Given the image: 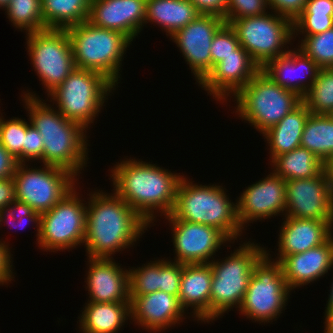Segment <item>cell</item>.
Masks as SVG:
<instances>
[{"label":"cell","instance_id":"11","mask_svg":"<svg viewBox=\"0 0 333 333\" xmlns=\"http://www.w3.org/2000/svg\"><path fill=\"white\" fill-rule=\"evenodd\" d=\"M77 190L75 186L52 209L41 214L36 244L42 251L57 253L83 246L87 202Z\"/></svg>","mask_w":333,"mask_h":333},{"label":"cell","instance_id":"28","mask_svg":"<svg viewBox=\"0 0 333 333\" xmlns=\"http://www.w3.org/2000/svg\"><path fill=\"white\" fill-rule=\"evenodd\" d=\"M145 9L144 26L157 24L169 39L199 16L191 0H146Z\"/></svg>","mask_w":333,"mask_h":333},{"label":"cell","instance_id":"52","mask_svg":"<svg viewBox=\"0 0 333 333\" xmlns=\"http://www.w3.org/2000/svg\"><path fill=\"white\" fill-rule=\"evenodd\" d=\"M11 0H0V8L1 10H5L10 4Z\"/></svg>","mask_w":333,"mask_h":333},{"label":"cell","instance_id":"41","mask_svg":"<svg viewBox=\"0 0 333 333\" xmlns=\"http://www.w3.org/2000/svg\"><path fill=\"white\" fill-rule=\"evenodd\" d=\"M182 276V264L165 257L160 259V291L178 297Z\"/></svg>","mask_w":333,"mask_h":333},{"label":"cell","instance_id":"40","mask_svg":"<svg viewBox=\"0 0 333 333\" xmlns=\"http://www.w3.org/2000/svg\"><path fill=\"white\" fill-rule=\"evenodd\" d=\"M267 0H228L225 23L234 19L261 16L268 12Z\"/></svg>","mask_w":333,"mask_h":333},{"label":"cell","instance_id":"25","mask_svg":"<svg viewBox=\"0 0 333 333\" xmlns=\"http://www.w3.org/2000/svg\"><path fill=\"white\" fill-rule=\"evenodd\" d=\"M211 285L212 269L209 263L182 264L178 300L185 312L192 310L189 314L199 323H210Z\"/></svg>","mask_w":333,"mask_h":333},{"label":"cell","instance_id":"6","mask_svg":"<svg viewBox=\"0 0 333 333\" xmlns=\"http://www.w3.org/2000/svg\"><path fill=\"white\" fill-rule=\"evenodd\" d=\"M66 30L75 67L99 72L118 88L123 57L132 42L118 31L99 28L88 21Z\"/></svg>","mask_w":333,"mask_h":333},{"label":"cell","instance_id":"19","mask_svg":"<svg viewBox=\"0 0 333 333\" xmlns=\"http://www.w3.org/2000/svg\"><path fill=\"white\" fill-rule=\"evenodd\" d=\"M131 321L149 333H160L184 322L186 316L178 297L155 291L143 296H135L130 301ZM185 315V316H184Z\"/></svg>","mask_w":333,"mask_h":333},{"label":"cell","instance_id":"44","mask_svg":"<svg viewBox=\"0 0 333 333\" xmlns=\"http://www.w3.org/2000/svg\"><path fill=\"white\" fill-rule=\"evenodd\" d=\"M307 0H267L269 10L294 20L304 9Z\"/></svg>","mask_w":333,"mask_h":333},{"label":"cell","instance_id":"43","mask_svg":"<svg viewBox=\"0 0 333 333\" xmlns=\"http://www.w3.org/2000/svg\"><path fill=\"white\" fill-rule=\"evenodd\" d=\"M10 244L7 241L0 240V286L7 285L11 283L15 275L14 272V266H13V254H11V249L9 247ZM13 279V280H12Z\"/></svg>","mask_w":333,"mask_h":333},{"label":"cell","instance_id":"51","mask_svg":"<svg viewBox=\"0 0 333 333\" xmlns=\"http://www.w3.org/2000/svg\"><path fill=\"white\" fill-rule=\"evenodd\" d=\"M333 270V268L331 269ZM333 279V278H332ZM330 294L328 295V301H327V304H326V309H325V315L324 317L331 311L333 310V281L331 283V286H330V290H329Z\"/></svg>","mask_w":333,"mask_h":333},{"label":"cell","instance_id":"10","mask_svg":"<svg viewBox=\"0 0 333 333\" xmlns=\"http://www.w3.org/2000/svg\"><path fill=\"white\" fill-rule=\"evenodd\" d=\"M229 25L240 45L261 69L269 61L287 54L290 50L288 45H293L292 40L295 41L292 20L273 11L261 16L234 19Z\"/></svg>","mask_w":333,"mask_h":333},{"label":"cell","instance_id":"7","mask_svg":"<svg viewBox=\"0 0 333 333\" xmlns=\"http://www.w3.org/2000/svg\"><path fill=\"white\" fill-rule=\"evenodd\" d=\"M116 86L103 74L75 67L47 100L66 118L89 130ZM112 93V94H111ZM89 128V129H88Z\"/></svg>","mask_w":333,"mask_h":333},{"label":"cell","instance_id":"53","mask_svg":"<svg viewBox=\"0 0 333 333\" xmlns=\"http://www.w3.org/2000/svg\"><path fill=\"white\" fill-rule=\"evenodd\" d=\"M329 116H330V118L333 120V111L330 113V114H328Z\"/></svg>","mask_w":333,"mask_h":333},{"label":"cell","instance_id":"3","mask_svg":"<svg viewBox=\"0 0 333 333\" xmlns=\"http://www.w3.org/2000/svg\"><path fill=\"white\" fill-rule=\"evenodd\" d=\"M22 93L28 121L43 138V164L65 169L79 179L89 164L88 130L66 119L51 103L36 96L37 93L30 90Z\"/></svg>","mask_w":333,"mask_h":333},{"label":"cell","instance_id":"2","mask_svg":"<svg viewBox=\"0 0 333 333\" xmlns=\"http://www.w3.org/2000/svg\"><path fill=\"white\" fill-rule=\"evenodd\" d=\"M124 158L111 167L109 180L113 190L152 227L159 214L165 217L172 213L177 188L185 174L142 159Z\"/></svg>","mask_w":333,"mask_h":333},{"label":"cell","instance_id":"22","mask_svg":"<svg viewBox=\"0 0 333 333\" xmlns=\"http://www.w3.org/2000/svg\"><path fill=\"white\" fill-rule=\"evenodd\" d=\"M284 220V221H283ZM279 227L275 259L266 248V254L280 262L285 256L303 253L325 243L333 235V226L328 221L283 217Z\"/></svg>","mask_w":333,"mask_h":333},{"label":"cell","instance_id":"9","mask_svg":"<svg viewBox=\"0 0 333 333\" xmlns=\"http://www.w3.org/2000/svg\"><path fill=\"white\" fill-rule=\"evenodd\" d=\"M290 293L281 264L265 253L253 266L247 291L236 311L259 325L272 323L287 309Z\"/></svg>","mask_w":333,"mask_h":333},{"label":"cell","instance_id":"30","mask_svg":"<svg viewBox=\"0 0 333 333\" xmlns=\"http://www.w3.org/2000/svg\"><path fill=\"white\" fill-rule=\"evenodd\" d=\"M91 0H41L46 29H66L88 20Z\"/></svg>","mask_w":333,"mask_h":333},{"label":"cell","instance_id":"5","mask_svg":"<svg viewBox=\"0 0 333 333\" xmlns=\"http://www.w3.org/2000/svg\"><path fill=\"white\" fill-rule=\"evenodd\" d=\"M241 241L223 259L211 261L210 322L240 307L253 274V266L266 253V247L254 241Z\"/></svg>","mask_w":333,"mask_h":333},{"label":"cell","instance_id":"4","mask_svg":"<svg viewBox=\"0 0 333 333\" xmlns=\"http://www.w3.org/2000/svg\"><path fill=\"white\" fill-rule=\"evenodd\" d=\"M188 179L182 177L174 209L164 218L213 226L222 231L232 244L238 242V238L244 239L237 218V204L227 195L228 190L222 184L202 185Z\"/></svg>","mask_w":333,"mask_h":333},{"label":"cell","instance_id":"32","mask_svg":"<svg viewBox=\"0 0 333 333\" xmlns=\"http://www.w3.org/2000/svg\"><path fill=\"white\" fill-rule=\"evenodd\" d=\"M4 11L18 31L28 34L45 30L41 0H11Z\"/></svg>","mask_w":333,"mask_h":333},{"label":"cell","instance_id":"18","mask_svg":"<svg viewBox=\"0 0 333 333\" xmlns=\"http://www.w3.org/2000/svg\"><path fill=\"white\" fill-rule=\"evenodd\" d=\"M261 68L240 45L235 54L224 57L198 85L220 103L233 98ZM229 97V98H228Z\"/></svg>","mask_w":333,"mask_h":333},{"label":"cell","instance_id":"33","mask_svg":"<svg viewBox=\"0 0 333 333\" xmlns=\"http://www.w3.org/2000/svg\"><path fill=\"white\" fill-rule=\"evenodd\" d=\"M302 102L311 114L328 115L333 111V68L320 69Z\"/></svg>","mask_w":333,"mask_h":333},{"label":"cell","instance_id":"38","mask_svg":"<svg viewBox=\"0 0 333 333\" xmlns=\"http://www.w3.org/2000/svg\"><path fill=\"white\" fill-rule=\"evenodd\" d=\"M240 46L235 31L229 24H224L214 35L211 42V70L224 57L235 54V50Z\"/></svg>","mask_w":333,"mask_h":333},{"label":"cell","instance_id":"20","mask_svg":"<svg viewBox=\"0 0 333 333\" xmlns=\"http://www.w3.org/2000/svg\"><path fill=\"white\" fill-rule=\"evenodd\" d=\"M146 0H91L88 22L118 31L131 42L144 29Z\"/></svg>","mask_w":333,"mask_h":333},{"label":"cell","instance_id":"50","mask_svg":"<svg viewBox=\"0 0 333 333\" xmlns=\"http://www.w3.org/2000/svg\"><path fill=\"white\" fill-rule=\"evenodd\" d=\"M324 332L323 333H333V310H331L326 316L324 321Z\"/></svg>","mask_w":333,"mask_h":333},{"label":"cell","instance_id":"49","mask_svg":"<svg viewBox=\"0 0 333 333\" xmlns=\"http://www.w3.org/2000/svg\"><path fill=\"white\" fill-rule=\"evenodd\" d=\"M323 170L328 178L329 183L331 184L333 190V156L329 157L323 166Z\"/></svg>","mask_w":333,"mask_h":333},{"label":"cell","instance_id":"39","mask_svg":"<svg viewBox=\"0 0 333 333\" xmlns=\"http://www.w3.org/2000/svg\"><path fill=\"white\" fill-rule=\"evenodd\" d=\"M293 38L307 37L333 28V16L298 15L292 20Z\"/></svg>","mask_w":333,"mask_h":333},{"label":"cell","instance_id":"47","mask_svg":"<svg viewBox=\"0 0 333 333\" xmlns=\"http://www.w3.org/2000/svg\"><path fill=\"white\" fill-rule=\"evenodd\" d=\"M17 166V159L0 143V180L13 178Z\"/></svg>","mask_w":333,"mask_h":333},{"label":"cell","instance_id":"13","mask_svg":"<svg viewBox=\"0 0 333 333\" xmlns=\"http://www.w3.org/2000/svg\"><path fill=\"white\" fill-rule=\"evenodd\" d=\"M34 167L30 168L28 163H18L13 179L16 199L27 203L40 214L52 209L80 184L78 178L65 169L44 164L39 168Z\"/></svg>","mask_w":333,"mask_h":333},{"label":"cell","instance_id":"37","mask_svg":"<svg viewBox=\"0 0 333 333\" xmlns=\"http://www.w3.org/2000/svg\"><path fill=\"white\" fill-rule=\"evenodd\" d=\"M40 217L41 214L35 212L27 203L15 199L8 206L0 209V228L4 226L3 223L10 227L13 226V228L17 227L21 229L25 228L29 223L31 225L34 224L32 226H35V231L37 230V234L35 236L36 242L38 243L40 233Z\"/></svg>","mask_w":333,"mask_h":333},{"label":"cell","instance_id":"34","mask_svg":"<svg viewBox=\"0 0 333 333\" xmlns=\"http://www.w3.org/2000/svg\"><path fill=\"white\" fill-rule=\"evenodd\" d=\"M299 39L296 47L320 68H333V28Z\"/></svg>","mask_w":333,"mask_h":333},{"label":"cell","instance_id":"45","mask_svg":"<svg viewBox=\"0 0 333 333\" xmlns=\"http://www.w3.org/2000/svg\"><path fill=\"white\" fill-rule=\"evenodd\" d=\"M191 3L199 14L226 18L228 0H191Z\"/></svg>","mask_w":333,"mask_h":333},{"label":"cell","instance_id":"26","mask_svg":"<svg viewBox=\"0 0 333 333\" xmlns=\"http://www.w3.org/2000/svg\"><path fill=\"white\" fill-rule=\"evenodd\" d=\"M85 304L77 321L81 333H118L131 319L130 302Z\"/></svg>","mask_w":333,"mask_h":333},{"label":"cell","instance_id":"46","mask_svg":"<svg viewBox=\"0 0 333 333\" xmlns=\"http://www.w3.org/2000/svg\"><path fill=\"white\" fill-rule=\"evenodd\" d=\"M299 15L333 16V0H307Z\"/></svg>","mask_w":333,"mask_h":333},{"label":"cell","instance_id":"35","mask_svg":"<svg viewBox=\"0 0 333 333\" xmlns=\"http://www.w3.org/2000/svg\"><path fill=\"white\" fill-rule=\"evenodd\" d=\"M129 299L160 290V259L156 258L140 267L128 268Z\"/></svg>","mask_w":333,"mask_h":333},{"label":"cell","instance_id":"21","mask_svg":"<svg viewBox=\"0 0 333 333\" xmlns=\"http://www.w3.org/2000/svg\"><path fill=\"white\" fill-rule=\"evenodd\" d=\"M85 289L88 301L98 303L130 302L129 271L114 258H89Z\"/></svg>","mask_w":333,"mask_h":333},{"label":"cell","instance_id":"31","mask_svg":"<svg viewBox=\"0 0 333 333\" xmlns=\"http://www.w3.org/2000/svg\"><path fill=\"white\" fill-rule=\"evenodd\" d=\"M301 147L324 163L333 156V120L329 115L310 114L301 137Z\"/></svg>","mask_w":333,"mask_h":333},{"label":"cell","instance_id":"16","mask_svg":"<svg viewBox=\"0 0 333 333\" xmlns=\"http://www.w3.org/2000/svg\"><path fill=\"white\" fill-rule=\"evenodd\" d=\"M284 217L328 221L333 226V190L324 170L314 178L286 181Z\"/></svg>","mask_w":333,"mask_h":333},{"label":"cell","instance_id":"15","mask_svg":"<svg viewBox=\"0 0 333 333\" xmlns=\"http://www.w3.org/2000/svg\"><path fill=\"white\" fill-rule=\"evenodd\" d=\"M265 178L245 187L243 193L235 200L239 225L245 232L249 223L285 216L286 181L269 172Z\"/></svg>","mask_w":333,"mask_h":333},{"label":"cell","instance_id":"23","mask_svg":"<svg viewBox=\"0 0 333 333\" xmlns=\"http://www.w3.org/2000/svg\"><path fill=\"white\" fill-rule=\"evenodd\" d=\"M288 288L304 287L325 277L333 268V235L322 245L285 256L280 262Z\"/></svg>","mask_w":333,"mask_h":333},{"label":"cell","instance_id":"17","mask_svg":"<svg viewBox=\"0 0 333 333\" xmlns=\"http://www.w3.org/2000/svg\"><path fill=\"white\" fill-rule=\"evenodd\" d=\"M224 24L225 20L218 16L199 14L194 21L170 37L189 65L195 84H200L211 72V42Z\"/></svg>","mask_w":333,"mask_h":333},{"label":"cell","instance_id":"24","mask_svg":"<svg viewBox=\"0 0 333 333\" xmlns=\"http://www.w3.org/2000/svg\"><path fill=\"white\" fill-rule=\"evenodd\" d=\"M320 69L310 57L294 46L287 54L269 61L261 70L281 87L303 97L311 88Z\"/></svg>","mask_w":333,"mask_h":333},{"label":"cell","instance_id":"1","mask_svg":"<svg viewBox=\"0 0 333 333\" xmlns=\"http://www.w3.org/2000/svg\"><path fill=\"white\" fill-rule=\"evenodd\" d=\"M94 189L87 194L85 256L112 259L134 247L150 226L114 190Z\"/></svg>","mask_w":333,"mask_h":333},{"label":"cell","instance_id":"42","mask_svg":"<svg viewBox=\"0 0 333 333\" xmlns=\"http://www.w3.org/2000/svg\"><path fill=\"white\" fill-rule=\"evenodd\" d=\"M43 138L38 130L26 120L25 145H23V163L35 160L43 165Z\"/></svg>","mask_w":333,"mask_h":333},{"label":"cell","instance_id":"36","mask_svg":"<svg viewBox=\"0 0 333 333\" xmlns=\"http://www.w3.org/2000/svg\"><path fill=\"white\" fill-rule=\"evenodd\" d=\"M1 111V109H0ZM0 112V143L17 159L23 163V145H25L26 119L12 117L5 119Z\"/></svg>","mask_w":333,"mask_h":333},{"label":"cell","instance_id":"29","mask_svg":"<svg viewBox=\"0 0 333 333\" xmlns=\"http://www.w3.org/2000/svg\"><path fill=\"white\" fill-rule=\"evenodd\" d=\"M271 170L285 181L314 178L323 171L324 163L306 148L296 149L275 157Z\"/></svg>","mask_w":333,"mask_h":333},{"label":"cell","instance_id":"27","mask_svg":"<svg viewBox=\"0 0 333 333\" xmlns=\"http://www.w3.org/2000/svg\"><path fill=\"white\" fill-rule=\"evenodd\" d=\"M310 111L301 102L295 109L285 115L277 124L263 134L269 150L270 162L277 156L290 152L301 146V137Z\"/></svg>","mask_w":333,"mask_h":333},{"label":"cell","instance_id":"14","mask_svg":"<svg viewBox=\"0 0 333 333\" xmlns=\"http://www.w3.org/2000/svg\"><path fill=\"white\" fill-rule=\"evenodd\" d=\"M166 222L172 231V250H175L176 255L173 260L169 259L171 261L181 264H206L215 259L216 252L222 249L223 245L231 248L228 244L232 241L218 228L181 220Z\"/></svg>","mask_w":333,"mask_h":333},{"label":"cell","instance_id":"12","mask_svg":"<svg viewBox=\"0 0 333 333\" xmlns=\"http://www.w3.org/2000/svg\"><path fill=\"white\" fill-rule=\"evenodd\" d=\"M26 50L47 96L75 69L66 29H46L26 34Z\"/></svg>","mask_w":333,"mask_h":333},{"label":"cell","instance_id":"8","mask_svg":"<svg viewBox=\"0 0 333 333\" xmlns=\"http://www.w3.org/2000/svg\"><path fill=\"white\" fill-rule=\"evenodd\" d=\"M235 115L260 135L295 109L302 97L275 83L260 70L235 96Z\"/></svg>","mask_w":333,"mask_h":333},{"label":"cell","instance_id":"48","mask_svg":"<svg viewBox=\"0 0 333 333\" xmlns=\"http://www.w3.org/2000/svg\"><path fill=\"white\" fill-rule=\"evenodd\" d=\"M16 199L15 182L13 178L0 180V209L8 206Z\"/></svg>","mask_w":333,"mask_h":333}]
</instances>
